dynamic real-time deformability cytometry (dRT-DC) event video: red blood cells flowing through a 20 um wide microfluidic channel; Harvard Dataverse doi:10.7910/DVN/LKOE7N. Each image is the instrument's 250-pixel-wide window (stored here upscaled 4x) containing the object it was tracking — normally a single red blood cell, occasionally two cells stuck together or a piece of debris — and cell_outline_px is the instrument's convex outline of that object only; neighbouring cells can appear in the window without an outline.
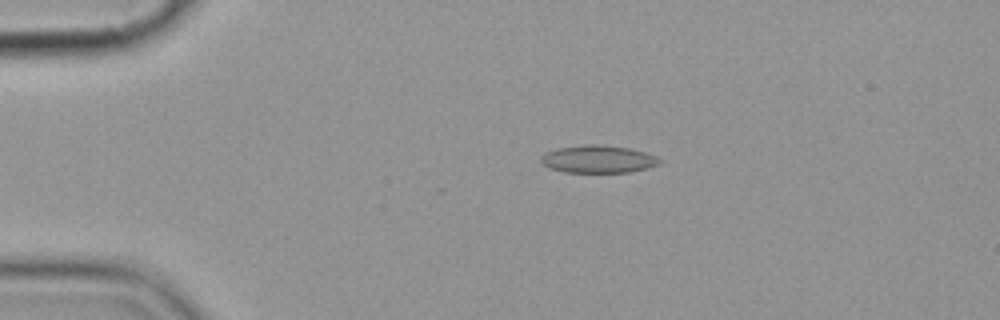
{"species": "common noctule bat (a hibernating species)", "species_latin": "Nyctalus noctula", "temperature_condition": "cold", "stored_images_in_passage": 9, "camera_frame_rate_fps": 3000, "um_per_image_px": 0.085, "animal": {"sex": "female", "body_mass_g": 19.9}, "frame": {"image": 1, "passage_image": 2, "time_ms": 2.0, "image_size_px": [1000, 320], "cell_outline_px": [[660, 160], [656, 164], [648, 168], [632, 172], [564, 172], [548, 168], [540, 164], [540, 156], [544, 152], [556, 148], [588, 144], [600, 144], [628, 148], [644, 152], [656, 156]], "centroid_in_image_um": [50.75, 13.52], "position_along_channel_um": 34.2, "area_um2": 19.19}}
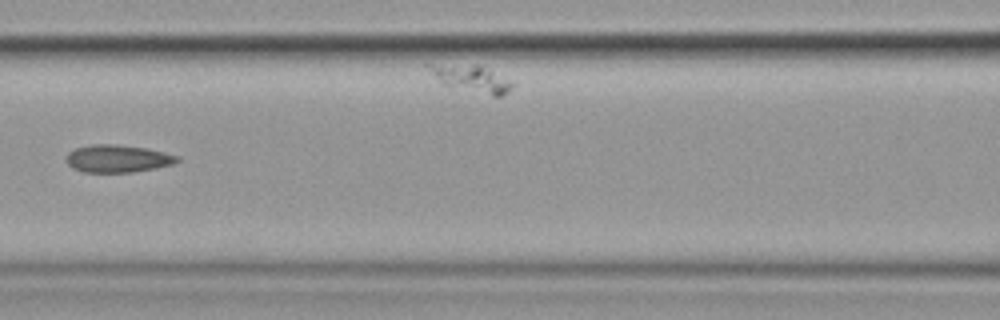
{"frame": {"image": 2, "passage_image": 6, "time_ms": 6.667, "image_size_px": [1000, 320], "cell_outline_px": [[180, 160], [172, 164], [156, 168], [132, 172], [84, 172], [72, 168], [64, 160], [68, 152], [76, 148], [92, 144], [116, 144], [144, 148], [164, 152], [180, 156]], "centroid_in_image_um": [9.98, 13.48], "position_along_channel_um": 156.6, "area_um2": 17.86}}
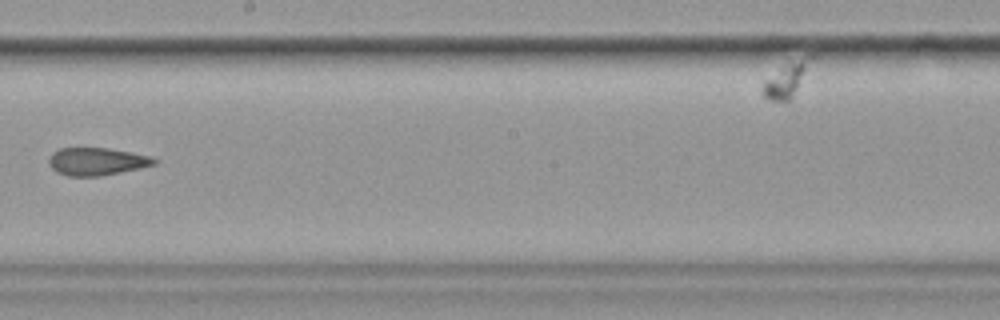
{"frame": {"image": 3, "passage_image": 8, "time_ms": 9.0, "image_size_px": [1000, 320], "cell_outline_px": [[160, 160], [156, 164], [140, 168], [100, 176], [68, 176], [56, 172], [48, 164], [48, 160], [52, 152], [60, 148], [108, 148], [132, 152], [152, 156]], "centroid_in_image_um": [8.24, 13.72], "position_along_channel_um": 240.0, "area_um2": 17.17}}